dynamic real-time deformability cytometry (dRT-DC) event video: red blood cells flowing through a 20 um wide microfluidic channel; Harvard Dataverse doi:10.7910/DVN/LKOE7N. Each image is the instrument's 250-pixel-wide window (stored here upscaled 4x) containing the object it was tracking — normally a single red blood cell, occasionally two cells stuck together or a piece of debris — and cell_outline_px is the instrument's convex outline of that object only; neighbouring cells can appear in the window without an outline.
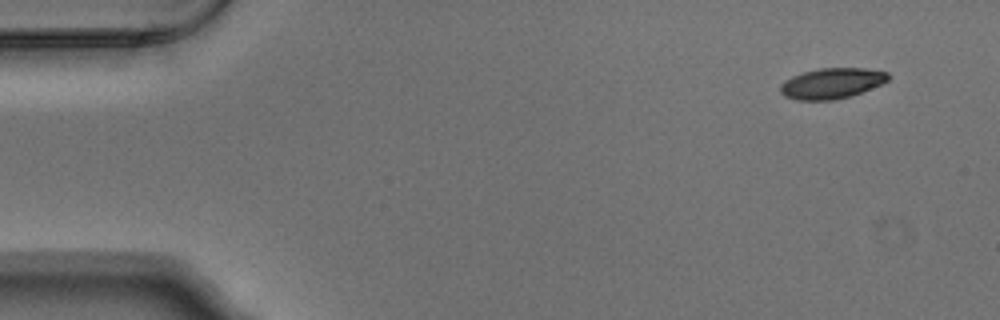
{"species": "Egyptian fruit bat (a non-hibernating species)", "species_latin": "Rousettus aegyptiacus", "temperature_condition": "warm", "stored_images_in_passage": 4, "camera_frame_rate_fps": 3000, "um_per_image_px": 0.085, "animal": {"sex": "male"}, "frame": {"image": 1, "passage_image": 1, "time_ms": 0.0, "image_size_px": [1000, 320], "cell_outline_px": [[892, 76], [888, 80], [880, 84], [852, 96], [832, 100], [796, 100], [784, 96], [780, 92], [780, 84], [792, 76], [804, 72], [820, 68], [864, 68], [888, 72]], "centroid_in_image_um": [70.7, 7.08], "position_along_channel_um": 14.3, "area_um2": 19.25}}
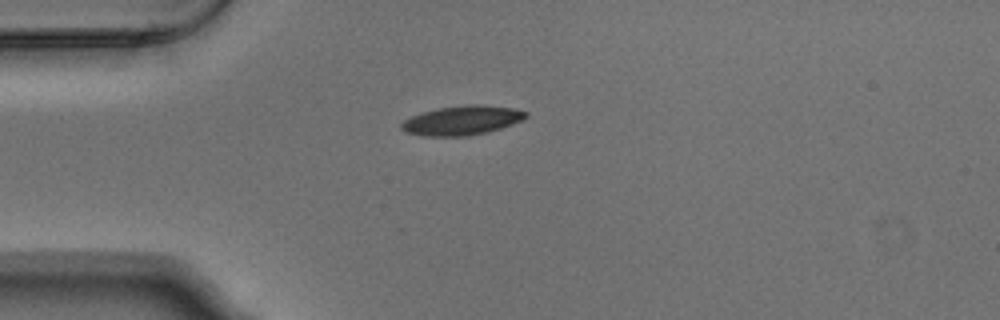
{"frame": {"image": 2, "passage_image": 4, "time_ms": 1.0, "image_size_px": [1000, 320], "cell_outline_px": [[528, 116], [524, 120], [488, 132], [468, 136], [424, 136], [404, 132], [400, 128], [400, 124], [404, 120], [412, 116], [424, 112], [440, 108], [472, 104], [480, 104], [512, 108], [528, 112]], "centroid_in_image_um": [39.28, 10.24], "position_along_channel_um": 45.7, "area_um2": 21.21}}